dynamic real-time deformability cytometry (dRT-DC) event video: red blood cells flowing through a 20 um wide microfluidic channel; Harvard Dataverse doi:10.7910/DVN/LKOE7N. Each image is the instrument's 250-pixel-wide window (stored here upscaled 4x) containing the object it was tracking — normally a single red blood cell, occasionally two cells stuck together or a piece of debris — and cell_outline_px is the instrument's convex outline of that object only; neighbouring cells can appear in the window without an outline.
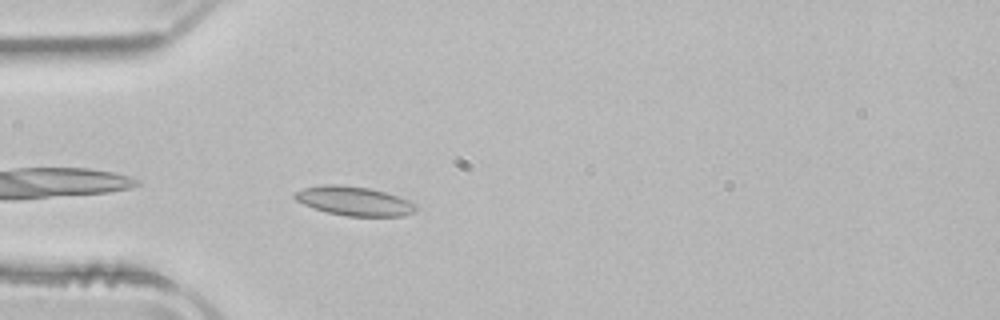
{"species": "common noctule bat (a hibernating species)", "species_latin": "Nyctalus noctula", "temperature_condition": "room temperature", "stored_images_in_passage": 31, "camera_frame_rate_fps": 3000, "um_per_image_px": 0.085, "animal": {"sex": "male", "body_mass_g": 21.5, "forearm_length_mm": 52.0}, "frame": {"image": 1, "passage_image": 2, "time_ms": 0.333, "image_size_px": [1000, 320], "cell_outline_px": [[420, 208], [416, 212], [404, 216], [348, 216], [328, 212], [304, 204], [296, 200], [292, 196], [296, 192], [304, 188], [324, 184], [340, 184], [368, 188], [384, 192], [408, 200], [416, 204]], "centroid_in_image_um": [30.15, 17.09], "position_along_channel_um": 54.9, "area_um2": 20.46}}
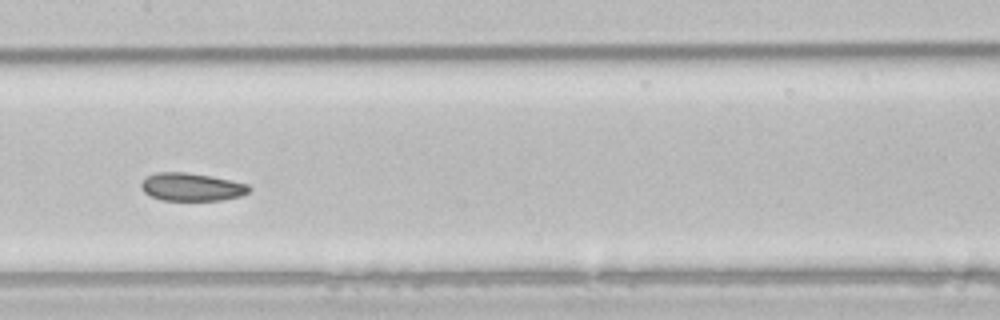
{"frame": {"image": 2, "passage_image": 13, "time_ms": 4.0, "image_size_px": [1000, 320], "cell_outline_px": [[252, 188], [248, 192], [240, 196], [220, 200], [160, 200], [144, 192], [140, 184], [148, 176], [156, 172], [184, 172], [212, 176], [232, 180], [248, 184]], "centroid_in_image_um": [16.31, 15.89], "position_along_channel_um": 191.1, "area_um2": 17.51}}
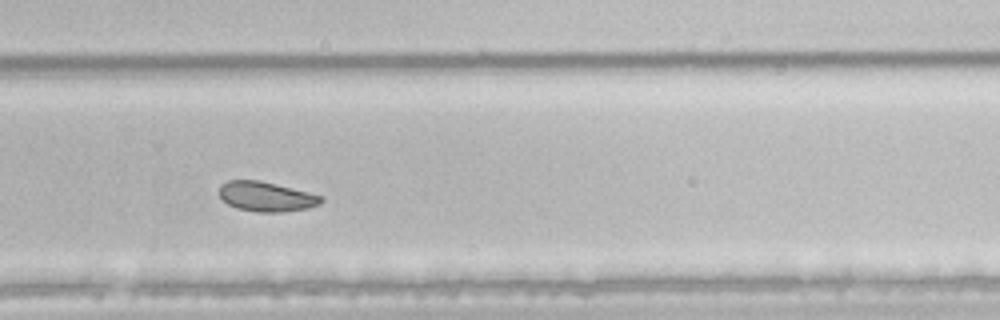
{"frame": {"image": 3, "passage_image": 22, "time_ms": 7.0, "image_size_px": [1000, 320], "cell_outline_px": [[324, 200], [320, 204], [308, 208], [284, 212], [256, 212], [236, 208], [228, 204], [220, 196], [220, 184], [228, 180], [260, 180], [308, 192], [320, 196]], "centroid_in_image_um": [22.62, 16.71], "position_along_channel_um": 307.2, "area_um2": 17.63}, "authors_computed_cell_mechanics": {"area_um2": 18.1492, "velocity_mm_per_s": 3.8895, "shape_relaxation_time_tau1_ms": 10.4439, "shape_relaxation_time_tau2_ms": 5.8488, "deformation_change_tau1": 0.1186, "deformation_change_tau2": 0.0866}}